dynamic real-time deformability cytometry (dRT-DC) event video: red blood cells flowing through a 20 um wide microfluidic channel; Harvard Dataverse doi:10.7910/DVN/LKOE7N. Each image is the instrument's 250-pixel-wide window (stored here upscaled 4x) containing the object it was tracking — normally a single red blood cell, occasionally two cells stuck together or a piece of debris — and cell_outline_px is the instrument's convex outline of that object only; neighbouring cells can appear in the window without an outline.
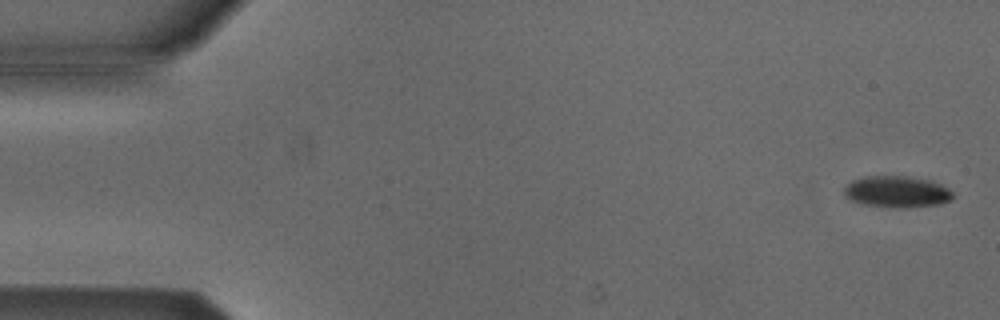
{"species": "Egyptian fruit bat (a non-hibernating species)", "species_latin": "Rousettus aegyptiacus", "temperature_condition": "cold", "stored_images_in_passage": 5, "camera_frame_rate_fps": 3000, "um_per_image_px": 0.085, "animal": {"sex": "male"}, "frame": {"image": 1, "passage_image": 1, "time_ms": 0.0, "image_size_px": [1000, 320], "cell_outline_px": [[952, 200], [940, 204], [904, 208], [892, 208], [860, 204], [844, 196], [844, 184], [852, 180], [864, 176], [908, 176], [932, 180], [948, 188], [952, 192]], "centroid_in_image_um": [76.21, 16.3], "position_along_channel_um": 8.8, "area_um2": 20.35}}
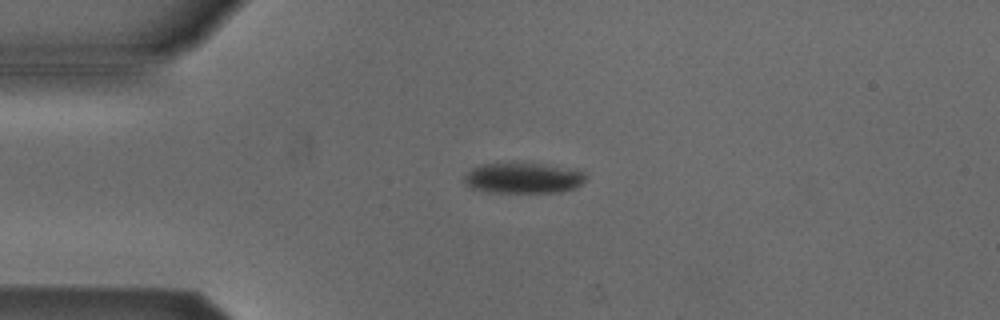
{"frame": {"image": 2, "passage_image": 4, "time_ms": 3.667, "image_size_px": [1000, 320], "cell_outline_px": [[588, 176], [576, 188], [560, 192], [488, 192], [468, 188], [460, 180], [472, 168], [480, 164], [512, 160], [544, 164], [568, 168], [584, 172]], "centroid_in_image_um": [44.39, 15.1], "position_along_channel_um": 40.6, "area_um2": 22.66}}